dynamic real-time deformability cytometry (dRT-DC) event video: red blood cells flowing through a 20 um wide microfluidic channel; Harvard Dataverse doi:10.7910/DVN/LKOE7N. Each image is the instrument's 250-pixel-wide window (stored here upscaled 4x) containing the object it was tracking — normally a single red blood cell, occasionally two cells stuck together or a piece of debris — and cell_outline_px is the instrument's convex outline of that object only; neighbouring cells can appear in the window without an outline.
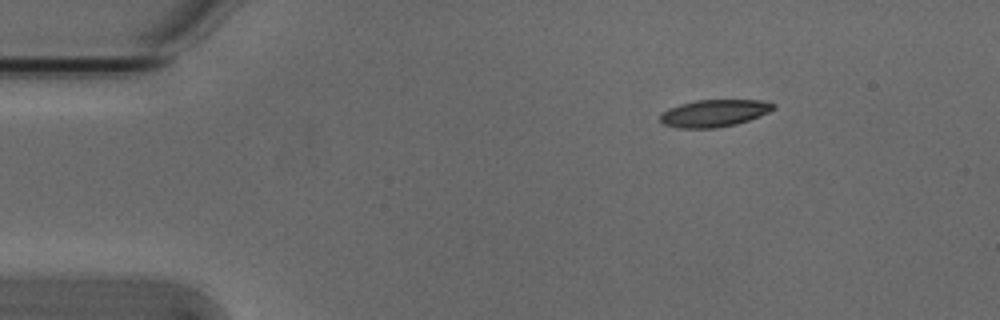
{"species": "Egyptian fruit bat (a non-hibernating species)", "species_latin": "Rousettus aegyptiacus", "temperature_condition": "cold", "stored_images_in_passage": 3, "camera_frame_rate_fps": 3000, "um_per_image_px": 0.085, "animal": {"sex": "male"}, "frame": {"image": 1, "passage_image": 1, "time_ms": 0.0, "image_size_px": [1000, 320], "cell_outline_px": [[776, 108], [760, 116], [736, 124], [716, 128], [676, 128], [664, 124], [660, 120], [660, 112], [668, 108], [680, 104], [696, 100], [760, 100], [776, 104]], "centroid_in_image_um": [60.69, 9.62], "position_along_channel_um": 24.3, "area_um2": 18.03}}